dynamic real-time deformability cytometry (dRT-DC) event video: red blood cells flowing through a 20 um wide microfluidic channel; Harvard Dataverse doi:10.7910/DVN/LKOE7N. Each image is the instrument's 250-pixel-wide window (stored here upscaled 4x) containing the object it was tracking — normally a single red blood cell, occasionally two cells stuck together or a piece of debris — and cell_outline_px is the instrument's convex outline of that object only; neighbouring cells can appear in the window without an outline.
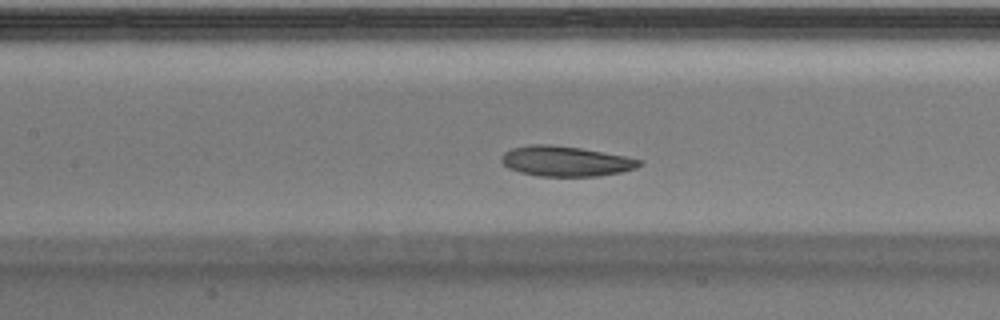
{"species": "Egyptian fruit bat (a non-hibernating species)", "species_latin": "Rousettus aegyptiacus", "temperature_condition": "warm", "stored_images_in_passage": 33, "camera_frame_rate_fps": 3000, "um_per_image_px": 0.085, "animal": {"sex": "male"}, "frame": {"image": 1, "passage_image": 10, "time_ms": 3.0, "image_size_px": [1000, 320], "cell_outline_px": [[644, 164], [636, 168], [620, 172], [596, 176], [536, 176], [520, 172], [508, 168], [500, 160], [500, 156], [504, 152], [512, 148], [528, 144], [548, 144], [580, 148], [624, 156], [644, 160]], "centroid_in_image_um": [48.06, 13.7], "position_along_channel_um": 159.3, "area_um2": 24.33}}
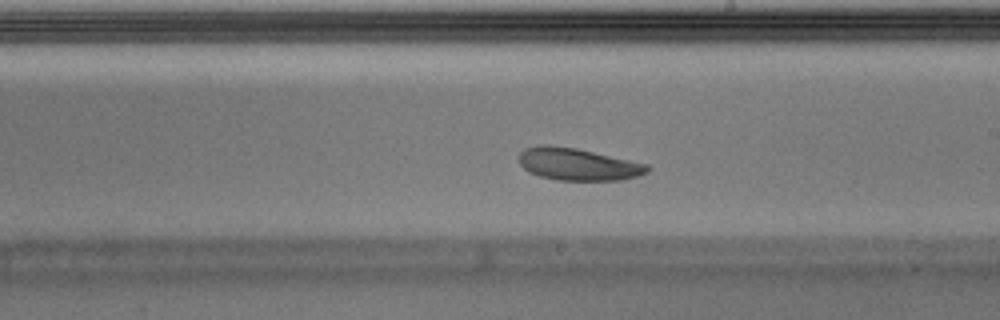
{"frame": {"image": 2, "passage_image": 15, "time_ms": 4.667, "image_size_px": [1000, 320], "cell_outline_px": [[652, 168], [648, 172], [640, 176], [620, 180], [556, 180], [540, 176], [528, 172], [520, 164], [520, 152], [524, 148], [540, 144], [544, 144], [576, 148], [648, 164]], "centroid_in_image_um": [49.14, 13.96], "position_along_channel_um": 239.9, "area_um2": 24.22}}